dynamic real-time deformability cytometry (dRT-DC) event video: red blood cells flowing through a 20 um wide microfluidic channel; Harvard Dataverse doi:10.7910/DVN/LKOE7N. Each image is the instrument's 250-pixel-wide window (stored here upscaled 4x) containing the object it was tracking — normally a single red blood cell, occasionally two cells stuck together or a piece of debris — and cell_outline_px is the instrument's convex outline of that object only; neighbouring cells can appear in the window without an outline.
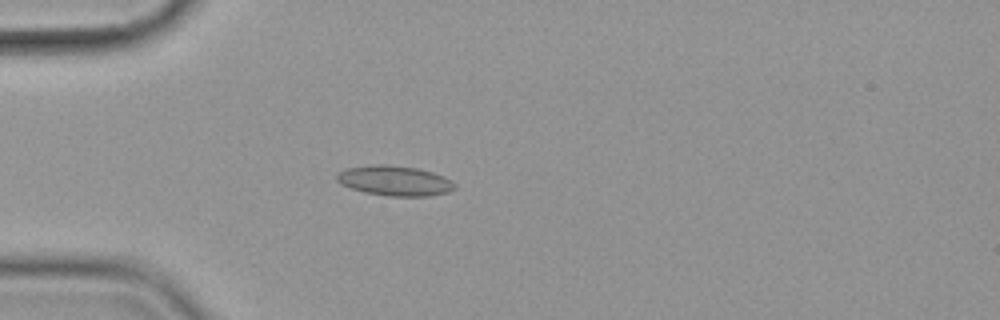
{"species": "common noctule bat (a hibernating species)", "species_latin": "Nyctalus noctula", "temperature_condition": "cold", "stored_images_in_passage": 5, "camera_frame_rate_fps": 3000, "um_per_image_px": 0.085, "animal": {"sex": "female", "body_mass_g": 19.9}, "frame": {"image": 1, "passage_image": 5, "time_ms": 5.333, "image_size_px": [1000, 320], "cell_outline_px": [[456, 188], [448, 192], [428, 196], [388, 196], [364, 192], [340, 184], [336, 180], [336, 172], [344, 168], [372, 164], [388, 164], [420, 168], [444, 176], [452, 180], [456, 184]], "centroid_in_image_um": [33.53, 15.34], "position_along_channel_um": 51.5, "area_um2": 21.04}}